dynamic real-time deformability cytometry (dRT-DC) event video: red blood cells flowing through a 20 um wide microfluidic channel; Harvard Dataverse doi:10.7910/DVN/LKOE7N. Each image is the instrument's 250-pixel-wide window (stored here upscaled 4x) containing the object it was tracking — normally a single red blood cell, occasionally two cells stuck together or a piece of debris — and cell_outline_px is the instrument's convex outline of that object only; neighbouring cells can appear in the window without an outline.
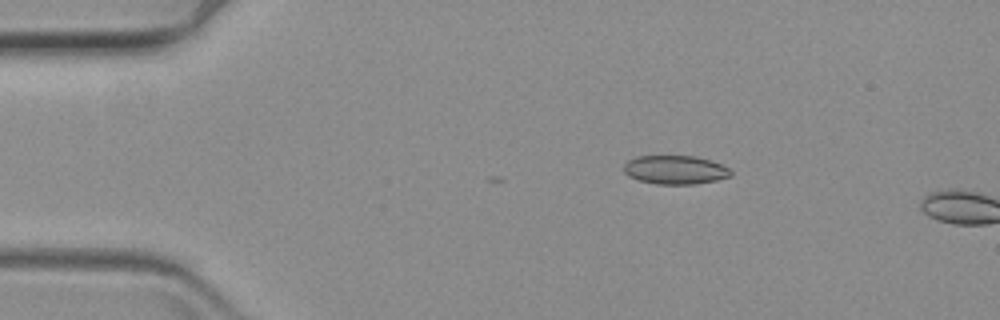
{"species": "common noctule bat (a hibernating species)", "species_latin": "Nyctalus noctula", "temperature_condition": "warm", "stored_images_in_passage": 11, "camera_frame_rate_fps": 3000, "um_per_image_px": 0.085, "animal": {"sex": "female", "body_mass_g": 19.3, "forearm_length_mm": 54.1}, "frame": {"image": 1, "passage_image": 9, "time_ms": 2.667, "image_size_px": [1000, 320], "cell_outline_px": [[732, 176], [716, 180], [696, 184], [656, 184], [636, 180], [628, 176], [624, 172], [624, 164], [628, 160], [636, 156], [696, 156], [720, 164], [728, 168], [732, 172]], "centroid_in_image_um": [57.36, 14.44], "position_along_channel_um": 27.6, "area_um2": 17.98}}